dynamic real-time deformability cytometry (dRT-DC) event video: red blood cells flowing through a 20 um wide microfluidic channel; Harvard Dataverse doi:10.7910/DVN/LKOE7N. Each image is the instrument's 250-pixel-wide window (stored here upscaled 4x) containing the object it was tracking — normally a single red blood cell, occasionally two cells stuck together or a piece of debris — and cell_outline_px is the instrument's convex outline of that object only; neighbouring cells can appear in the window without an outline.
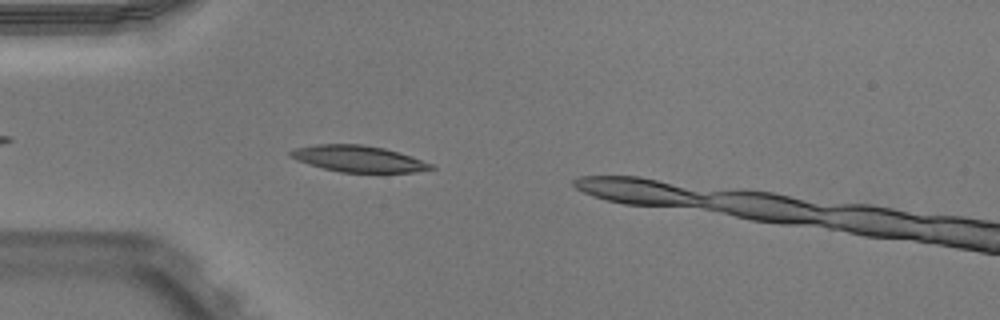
{"species": "Egyptian fruit bat (a non-hibernating species)", "species_latin": "Rousettus aegyptiacus", "temperature_condition": "warm", "stored_images_in_passage": 10, "camera_frame_rate_fps": 3000, "um_per_image_px": 0.085, "animal": {"sex": "male"}, "frame": {"image": 1, "passage_image": 5, "time_ms": 1.333, "image_size_px": [1000, 320], "cell_outline_px": [[436, 168], [416, 172], [340, 172], [308, 164], [296, 160], [288, 156], [288, 152], [296, 148], [316, 144], [360, 144], [384, 148], [412, 156], [432, 164]], "centroid_in_image_um": [30.45, 13.49], "position_along_channel_um": 54.6, "area_um2": 21.5}}